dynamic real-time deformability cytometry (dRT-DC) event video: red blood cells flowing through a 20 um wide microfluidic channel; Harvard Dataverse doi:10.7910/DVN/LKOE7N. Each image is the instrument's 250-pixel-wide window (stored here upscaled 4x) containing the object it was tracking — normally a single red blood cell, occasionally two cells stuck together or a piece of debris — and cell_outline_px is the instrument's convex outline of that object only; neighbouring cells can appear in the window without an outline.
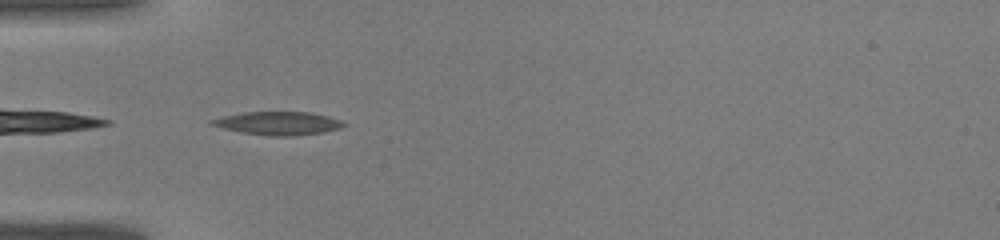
{"species": "common noctule bat (a hibernating species)", "species_latin": "Nyctalus noctula", "temperature_condition": "warm", "stored_images_in_passage": 26, "camera_frame_rate_fps": 3000, "um_per_image_px": 0.085, "animal": {"sex": "male", "body_mass_g": 19.0, "forearm_length_mm": 50.8}, "frame": {"image": 1, "passage_image": 1, "time_ms": 0.0, "image_size_px": [1000, 240], "cell_outline_px": [[344, 124], [340, 128], [324, 132], [292, 136], [272, 136], [244, 132], [224, 128], [208, 124], [208, 120], [224, 116], [244, 112], [312, 112], [328, 116], [340, 120]], "centroid_in_image_um": [23.63, 10.47], "position_along_channel_um": 61.4, "area_um2": 17.69}}
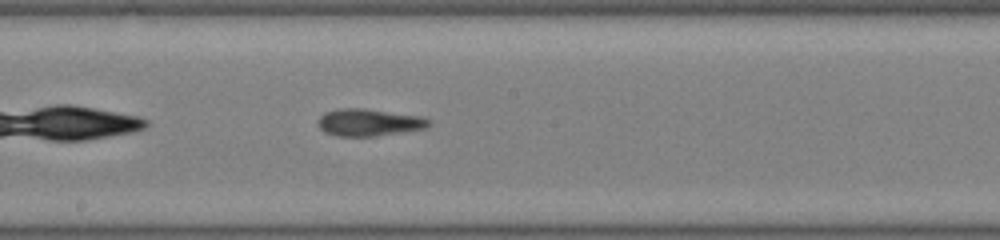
{"frame": {"image": 2, "passage_image": 11, "time_ms": 3.333, "image_size_px": [1000, 240], "cell_outline_px": [[432, 124], [424, 128], [400, 132], [372, 136], [340, 136], [324, 132], [316, 124], [316, 120], [324, 112], [340, 108], [364, 108], [420, 116], [432, 120]], "centroid_in_image_um": [31.32, 10.39], "position_along_channel_um": 216.9, "area_um2": 17.57}}
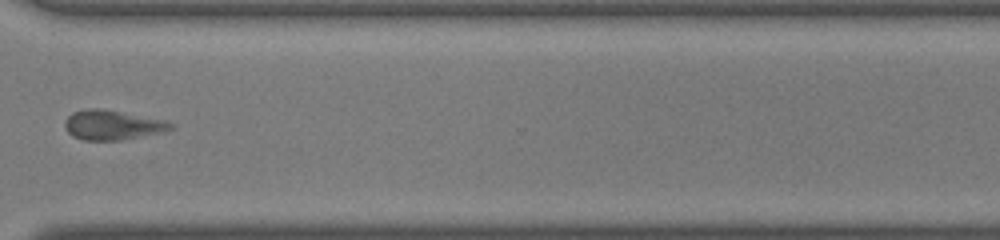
{"frame": {"image": 3, "passage_image": 20, "time_ms": 6.333, "image_size_px": [1000, 240], "cell_outline_px": [[172, 128], [164, 132], [124, 140], [84, 140], [72, 136], [68, 132], [64, 124], [64, 120], [72, 112], [84, 108], [100, 108], [168, 120], [172, 124]], "centroid_in_image_um": [9.55, 10.62], "position_along_channel_um": 361.0, "area_um2": 18.55}}